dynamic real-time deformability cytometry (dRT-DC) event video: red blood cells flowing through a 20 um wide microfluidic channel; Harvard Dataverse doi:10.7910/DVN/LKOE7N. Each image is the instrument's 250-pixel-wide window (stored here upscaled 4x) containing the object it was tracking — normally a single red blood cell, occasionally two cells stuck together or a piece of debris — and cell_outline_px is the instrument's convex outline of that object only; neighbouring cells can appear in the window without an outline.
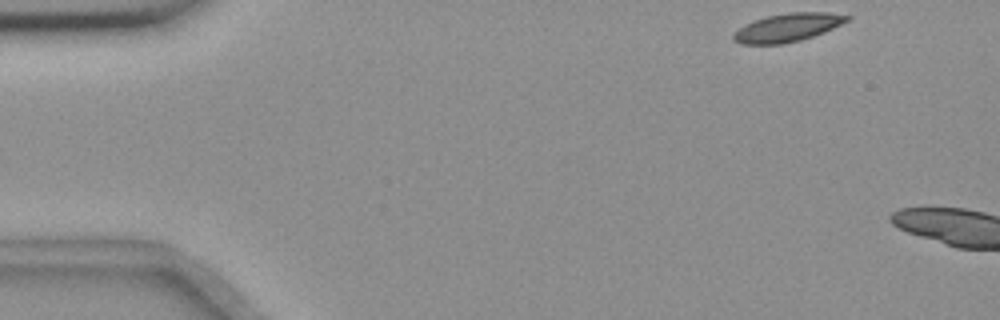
{"species": "common noctule bat (a hibernating species)", "species_latin": "Nyctalus noctula", "temperature_condition": "room temperature", "stored_images_in_passage": 4, "camera_frame_rate_fps": 3000, "um_per_image_px": 0.085, "animal": {"sex": "female", "body_mass_g": 18.4}, "frame": {"image": 1, "passage_image": 1, "time_ms": 0.0, "image_size_px": [1000, 320], "cell_outline_px": [[852, 16], [848, 20], [824, 32], [800, 40], [780, 44], [740, 44], [732, 40], [732, 36], [744, 24], [768, 16], [788, 12], [828, 12]], "centroid_in_image_um": [66.93, 2.34], "position_along_channel_um": 18.1, "area_um2": 18.5}}